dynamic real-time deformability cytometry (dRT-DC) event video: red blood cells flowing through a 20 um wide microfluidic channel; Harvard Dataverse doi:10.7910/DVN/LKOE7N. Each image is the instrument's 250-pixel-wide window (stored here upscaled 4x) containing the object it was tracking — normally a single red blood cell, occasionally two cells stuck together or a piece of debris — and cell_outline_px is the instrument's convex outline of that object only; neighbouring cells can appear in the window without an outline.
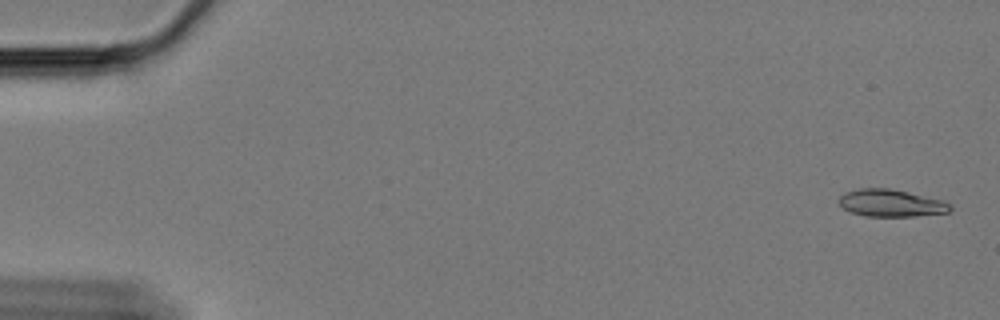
{"species": "Egyptian fruit bat (a non-hibernating species)", "species_latin": "Rousettus aegyptiacus", "temperature_condition": "cold", "stored_images_in_passage": 15, "camera_frame_rate_fps": 3000, "um_per_image_px": 0.085, "animal": {"sex": "female"}, "frame": {"image": 1, "passage_image": 1, "time_ms": 0.0, "image_size_px": [1000, 320], "cell_outline_px": [[952, 208], [948, 212], [916, 216], [864, 216], [852, 212], [844, 208], [840, 204], [840, 196], [844, 192], [860, 188], [888, 188], [908, 192], [944, 200]], "centroid_in_image_um": [75.74, 17.26], "position_along_channel_um": 9.3, "area_um2": 17.51}}